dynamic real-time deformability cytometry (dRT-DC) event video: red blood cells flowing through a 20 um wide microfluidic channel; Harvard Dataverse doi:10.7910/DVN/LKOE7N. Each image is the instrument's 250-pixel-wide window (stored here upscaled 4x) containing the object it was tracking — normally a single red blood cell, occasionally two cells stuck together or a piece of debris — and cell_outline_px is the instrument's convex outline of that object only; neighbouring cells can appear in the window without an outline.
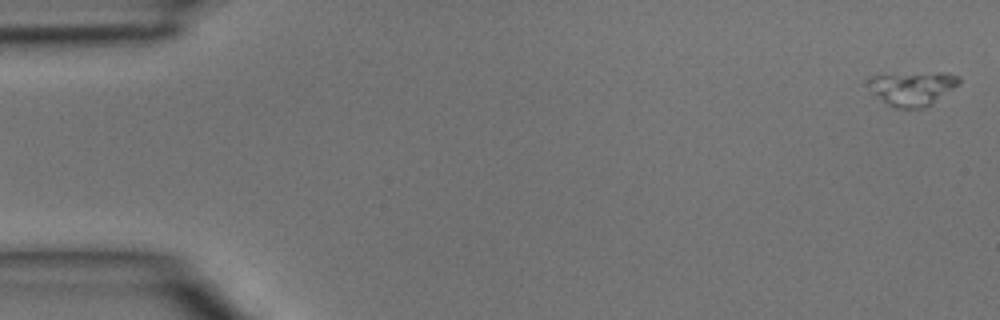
{"species": "common noctule bat (a hibernating species)", "species_latin": "Nyctalus noctula", "temperature_condition": "room temperature", "stored_images_in_passage": 4, "camera_frame_rate_fps": 3000, "um_per_image_px": 0.085, "animal": {"sex": "male", "body_mass_g": 15.6}, "frame": {"image": 1, "passage_image": 1, "time_ms": 0.0, "image_size_px": [1000, 320], "cell_outline_px": [[960, 84], [928, 108], [896, 108], [888, 104], [868, 92], [864, 84], [864, 80], [872, 76], [940, 72], [944, 72], [960, 76]], "centroid_in_image_um": [77.52, 7.53], "position_along_channel_um": 7.5, "area_um2": 18.5}}
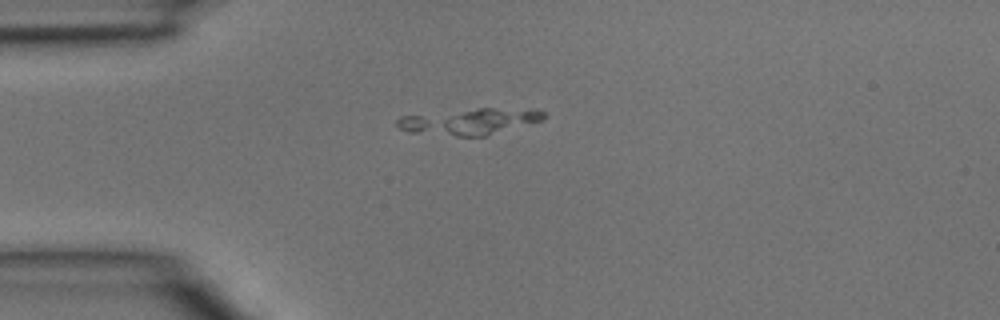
{"frame": {"image": 2, "passage_image": 4, "time_ms": 1.0, "image_size_px": [1000, 320], "cell_outline_px": [[548, 116], [544, 120], [484, 136], [456, 136], [408, 132], [400, 128], [396, 124], [396, 120], [400, 116], [480, 108], [492, 108], [544, 112]], "centroid_in_image_um": [39.86, 10.34], "position_along_channel_um": 45.1, "area_um2": 21.91}}